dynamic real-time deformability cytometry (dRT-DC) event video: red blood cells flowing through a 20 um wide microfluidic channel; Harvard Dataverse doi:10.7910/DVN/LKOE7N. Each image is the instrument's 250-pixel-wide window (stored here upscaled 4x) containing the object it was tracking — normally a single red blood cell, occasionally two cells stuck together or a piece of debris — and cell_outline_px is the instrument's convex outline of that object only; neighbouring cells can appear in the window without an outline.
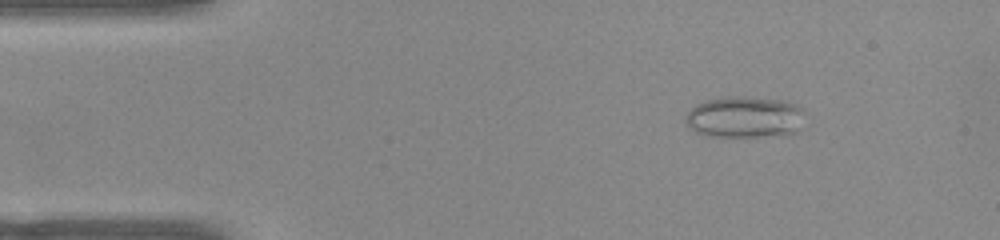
{"species": "common noctule bat (a hibernating species)", "species_latin": "Nyctalus noctula", "temperature_condition": "warm", "stored_images_in_passage": 52, "camera_frame_rate_fps": 3000, "um_per_image_px": 0.085, "animal": {"sex": "female", "body_mass_g": 22.0, "forearm_length_mm": 56.7}, "frame": {"image": 1, "passage_image": 7, "time_ms": 2.0, "image_size_px": [1000, 240], "cell_outline_px": [[804, 112], [796, 132], [756, 136], [704, 136], [688, 128], [684, 120], [688, 112], [696, 104], [708, 100], [732, 96], [740, 96], [784, 100], [796, 104], [804, 108]], "centroid_in_image_um": [63.25, 9.94], "position_along_channel_um": 21.7, "area_um2": 28.61}}
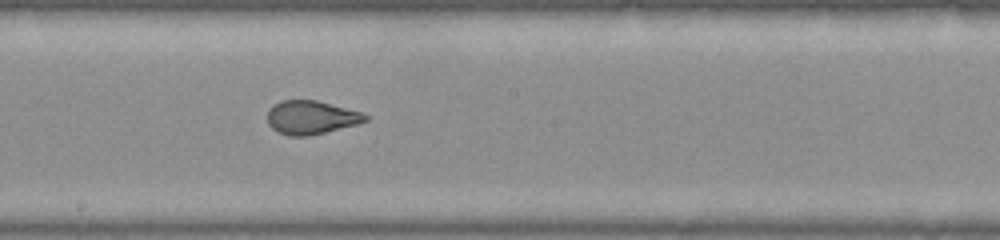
{"frame": {"image": 2, "passage_image": 28, "time_ms": 9.0, "image_size_px": [1000, 240], "cell_outline_px": [[368, 120], [356, 124], [308, 136], [288, 136], [276, 132], [268, 124], [268, 108], [272, 104], [280, 100], [316, 100], [360, 112], [368, 116]], "centroid_in_image_um": [26.37, 9.98], "position_along_channel_um": 221.8, "area_um2": 19.07}}
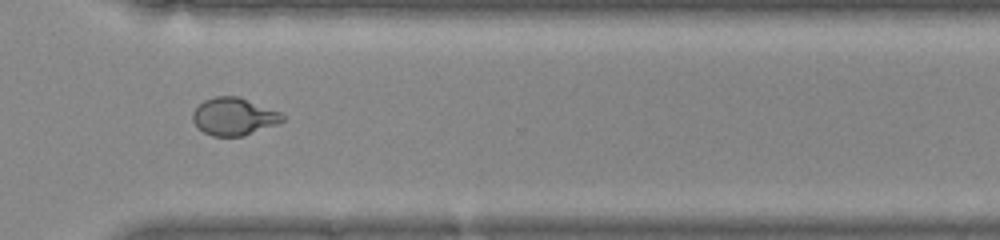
{"frame": {"image": 3, "passage_image": 38, "time_ms": 12.333, "image_size_px": [1000, 240], "cell_outline_px": [[284, 120], [276, 124], [244, 136], [212, 136], [204, 132], [192, 120], [192, 112], [204, 100], [216, 96], [236, 96], [280, 112], [284, 116]], "centroid_in_image_um": [19.86, 9.91], "position_along_channel_um": 350.7, "area_um2": 19.31}}